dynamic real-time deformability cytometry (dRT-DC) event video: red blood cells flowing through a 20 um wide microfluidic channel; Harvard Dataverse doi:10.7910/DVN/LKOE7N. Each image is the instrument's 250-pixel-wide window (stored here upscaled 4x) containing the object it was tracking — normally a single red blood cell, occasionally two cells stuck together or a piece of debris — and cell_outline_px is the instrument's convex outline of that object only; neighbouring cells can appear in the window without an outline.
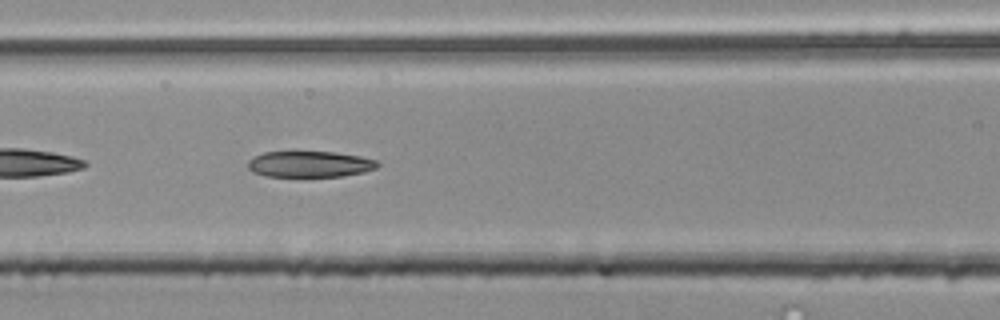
{"species": "common noctule bat (a hibernating species)", "species_latin": "Nyctalus noctula", "temperature_condition": "room temperature", "stored_images_in_passage": 54, "camera_frame_rate_fps": 3000, "um_per_image_px": 0.085, "animal": {"sex": "male", "body_mass_g": 20.4}, "frame": {"image": 1, "passage_image": 23, "time_ms": 7.333, "image_size_px": [1000, 320], "cell_outline_px": [[380, 164], [376, 168], [364, 172], [344, 176], [268, 176], [252, 172], [248, 168], [248, 160], [264, 152], [336, 152], [360, 156], [376, 160]], "centroid_in_image_um": [26.35, 13.95], "position_along_channel_um": 140.2, "area_um2": 19.59}}
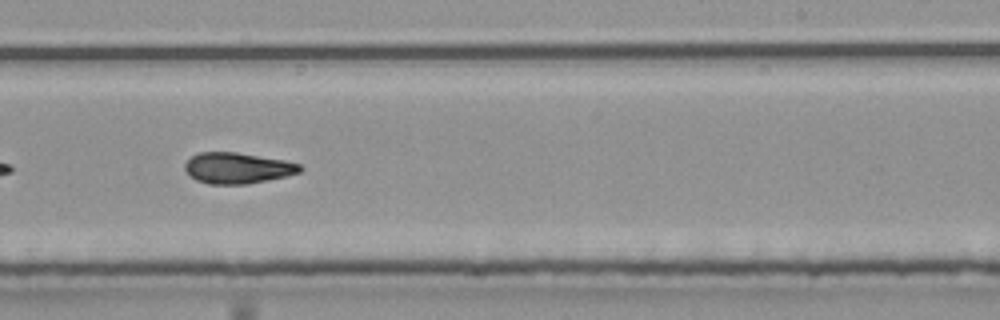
{"frame": {"image": 2, "passage_image": 33, "time_ms": 10.667, "image_size_px": [1000, 320], "cell_outline_px": [[304, 168], [300, 172], [268, 180], [248, 184], [212, 184], [196, 180], [184, 168], [184, 164], [192, 156], [200, 152], [236, 152], [284, 160], [300, 164]], "centroid_in_image_um": [20.2, 14.28], "position_along_channel_um": 268.8, "area_um2": 20.58}}
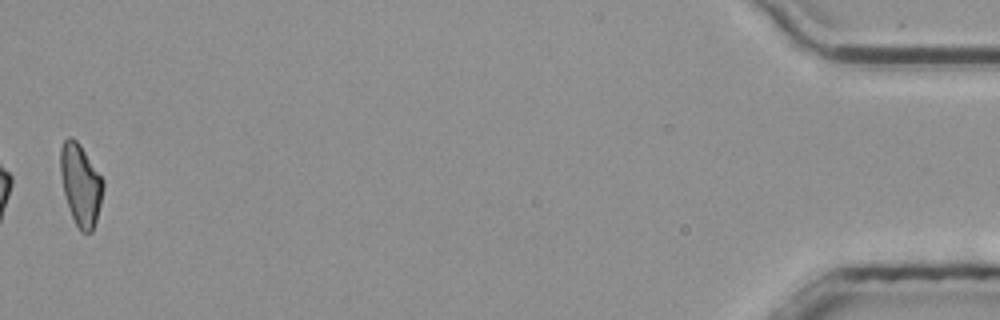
{"frame": {"image": 3, "passage_image": 53, "time_ms": 17.333, "image_size_px": [1000, 320], "cell_outline_px": [[104, 188], [96, 220], [92, 232], [80, 232], [72, 216], [64, 192], [60, 172], [60, 148], [64, 140], [68, 136], [72, 136], [80, 144], [104, 180]], "centroid_in_image_um": [6.85, 15.66], "position_along_channel_um": 428.3, "area_um2": 20.17}, "authors_computed_cell_mechanics": {"area_um2": 20.8947, "velocity_mm_per_s": 3.865, "shape_relaxation_time_tau1_ms": null, "shape_relaxation_time_tau2_ms": 4.5857, "deformation_change_tau1": null, "deformation_change_tau2": 0.1252}}